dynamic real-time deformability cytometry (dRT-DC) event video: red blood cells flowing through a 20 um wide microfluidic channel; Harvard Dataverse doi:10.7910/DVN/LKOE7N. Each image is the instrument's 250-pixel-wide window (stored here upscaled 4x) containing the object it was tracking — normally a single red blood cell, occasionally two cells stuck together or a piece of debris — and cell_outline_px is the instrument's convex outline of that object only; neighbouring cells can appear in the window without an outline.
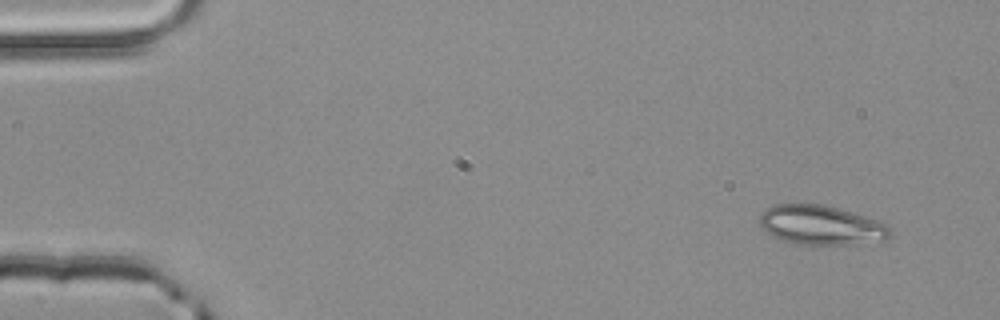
{"species": "common noctule bat (a hibernating species)", "species_latin": "Nyctalus noctula", "temperature_condition": "room temperature", "stored_images_in_passage": 3, "camera_frame_rate_fps": 3000, "um_per_image_px": 0.085, "animal": {"sex": "male", "body_mass_g": 20.4}, "frame": {"image": 1, "passage_image": 1, "time_ms": 0.0, "image_size_px": [1000, 320], "cell_outline_px": [[892, 240], [856, 244], [796, 244], [780, 240], [764, 232], [760, 228], [760, 212], [776, 204], [824, 204], [840, 208], [868, 216], [892, 228]], "centroid_in_image_um": [69.83, 19.14], "position_along_channel_um": 15.2, "area_um2": 30.63}}